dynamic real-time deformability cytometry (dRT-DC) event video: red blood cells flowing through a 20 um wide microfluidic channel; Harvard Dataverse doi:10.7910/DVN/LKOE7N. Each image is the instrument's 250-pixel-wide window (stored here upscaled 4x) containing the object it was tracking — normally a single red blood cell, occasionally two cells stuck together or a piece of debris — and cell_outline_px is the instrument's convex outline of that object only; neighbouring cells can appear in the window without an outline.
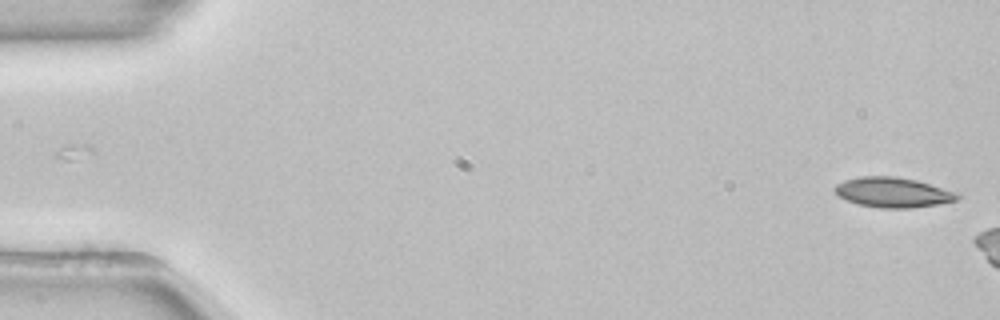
{"species": "common noctule bat (a hibernating species)", "species_latin": "Nyctalus noctula", "temperature_condition": "room temperature", "stored_images_in_passage": 13, "camera_frame_rate_fps": 3000, "um_per_image_px": 0.085, "animal": {"sex": "female", "body_mass_g": 22.7, "forearm_length_mm": 54.2}, "frame": {"image": 1, "passage_image": 1, "time_ms": 0.0, "image_size_px": [1000, 320], "cell_outline_px": [[960, 196], [956, 200], [936, 204], [908, 208], [880, 208], [860, 204], [848, 200], [840, 196], [836, 192], [836, 184], [844, 180], [860, 176], [896, 176], [916, 180], [960, 192]], "centroid_in_image_um": [75.94, 16.34], "position_along_channel_um": 9.1, "area_um2": 21.27}}